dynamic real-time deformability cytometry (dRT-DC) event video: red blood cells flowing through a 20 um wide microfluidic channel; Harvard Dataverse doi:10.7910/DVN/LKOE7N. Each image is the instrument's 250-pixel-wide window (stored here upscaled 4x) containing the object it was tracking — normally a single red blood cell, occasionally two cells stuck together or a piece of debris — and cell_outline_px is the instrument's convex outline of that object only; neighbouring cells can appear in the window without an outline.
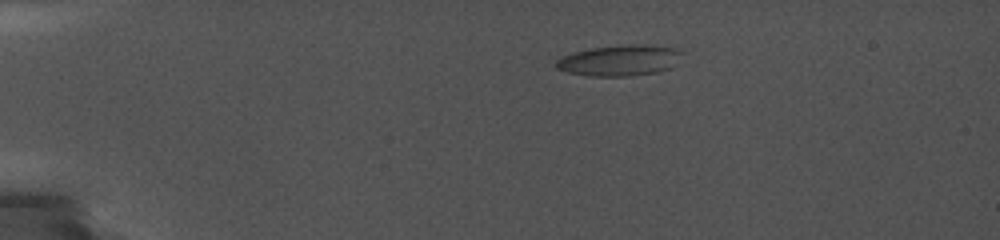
{"species": "common noctule bat (a hibernating species)", "species_latin": "Nyctalus noctula", "temperature_condition": "cold", "stored_images_in_passage": 48, "camera_frame_rate_fps": 5000, "um_per_image_px": 0.085, "animal": {"sex": "female", "body_mass_g": 19.0, "forearm_length_mm": 56.7}, "frame": {"image": 1, "passage_image": 1, "time_ms": 0.0, "image_size_px": [1000, 240], "cell_outline_px": [[684, 52], [668, 68], [656, 72], [628, 76], [588, 76], [568, 72], [556, 68], [556, 60], [560, 56], [592, 48], [624, 44], [648, 44], [676, 48]], "centroid_in_image_um": [52.64, 5.12], "position_along_channel_um": 32.4, "area_um2": 22.54}}
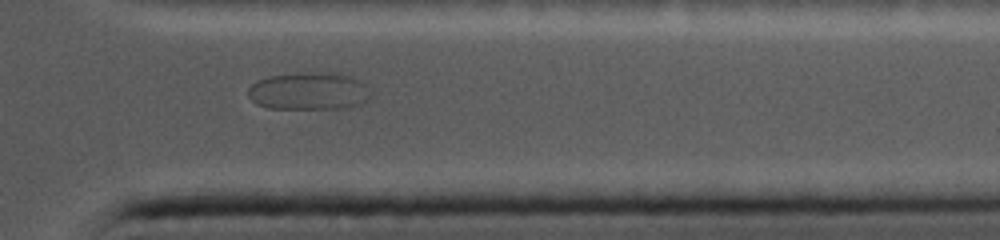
{"frame": {"image": 2, "passage_image": 40, "time_ms": 12.0, "image_size_px": [1000, 240], "cell_outline_px": [[356, 104], [340, 108], [268, 108], [256, 104], [248, 96], [248, 88], [256, 80], [268, 76], [316, 72], [340, 72], [356, 80]], "centroid_in_image_um": [25.89, 7.72], "position_along_channel_um": 385.5, "area_um2": 24.85}}
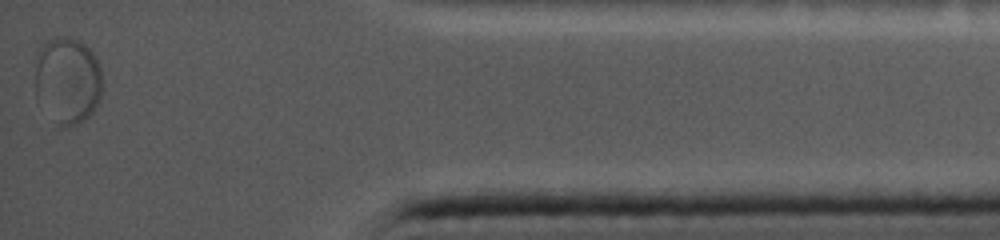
{"frame": {"image": 3, "passage_image": 48, "time_ms": 14.0, "image_size_px": [1000, 240], "cell_outline_px": [[100, 92], [96, 104], [92, 112], [84, 120], [76, 124], [64, 128], [60, 124], [36, 88], [36, 64], [40, 48], [48, 40], [60, 36], [68, 36], [84, 44], [92, 52], [100, 68]], "centroid_in_image_um": [5.78, 6.75], "position_along_channel_um": 429.4, "area_um2": 32.25}}